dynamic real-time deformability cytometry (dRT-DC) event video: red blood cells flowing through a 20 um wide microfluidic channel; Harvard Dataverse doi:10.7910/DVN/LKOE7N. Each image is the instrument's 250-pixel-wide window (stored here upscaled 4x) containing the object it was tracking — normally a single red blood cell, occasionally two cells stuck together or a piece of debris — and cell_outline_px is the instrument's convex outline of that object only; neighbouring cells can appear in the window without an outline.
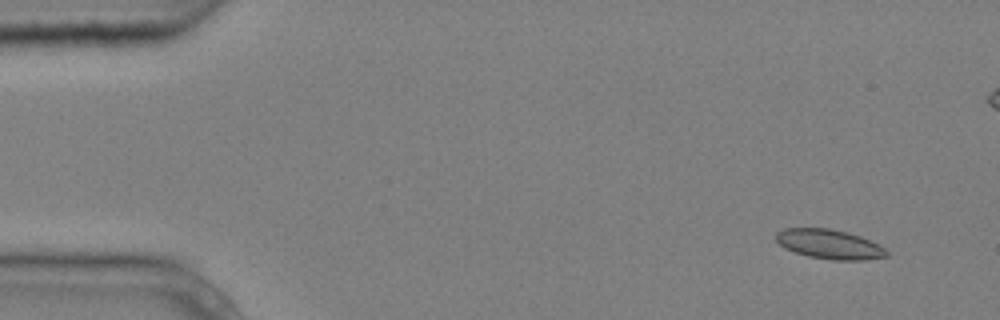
{"species": "common noctule bat (a hibernating species)", "species_latin": "Nyctalus noctula", "temperature_condition": "cold", "stored_images_in_passage": 5, "camera_frame_rate_fps": 3000, "um_per_image_px": 0.085, "animal": {"sex": "male", "body_mass_g": 20.4}, "frame": {"image": 1, "passage_image": 1, "time_ms": 0.0, "image_size_px": [1000, 320], "cell_outline_px": [[888, 256], [864, 260], [832, 260], [808, 256], [784, 248], [776, 240], [776, 232], [784, 228], [828, 228], [848, 232], [860, 236], [884, 248], [888, 252]], "centroid_in_image_um": [70.48, 20.75], "position_along_channel_um": 14.5, "area_um2": 18.9}}
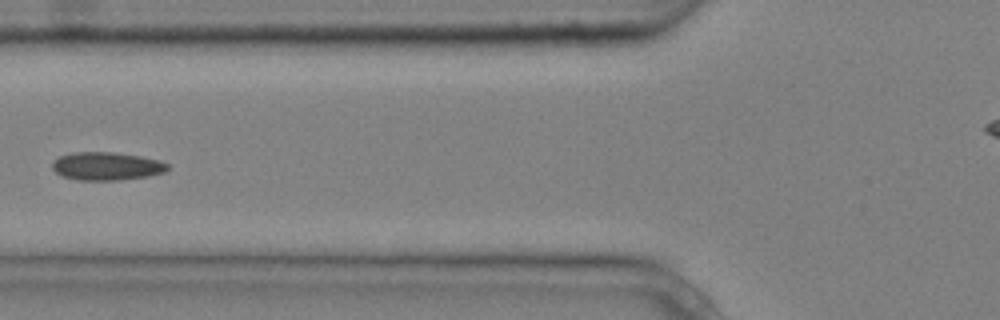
{"frame": {"image": 2, "passage_image": 5, "time_ms": 1.333, "image_size_px": [1000, 320], "cell_outline_px": [[168, 168], [164, 172], [148, 176], [120, 180], [76, 180], [64, 176], [56, 172], [52, 168], [52, 164], [60, 156], [72, 152], [112, 152], [140, 156], [160, 160], [168, 164]], "centroid_in_image_um": [9.07, 14.12], "position_along_channel_um": 116.7, "area_um2": 18.79}}